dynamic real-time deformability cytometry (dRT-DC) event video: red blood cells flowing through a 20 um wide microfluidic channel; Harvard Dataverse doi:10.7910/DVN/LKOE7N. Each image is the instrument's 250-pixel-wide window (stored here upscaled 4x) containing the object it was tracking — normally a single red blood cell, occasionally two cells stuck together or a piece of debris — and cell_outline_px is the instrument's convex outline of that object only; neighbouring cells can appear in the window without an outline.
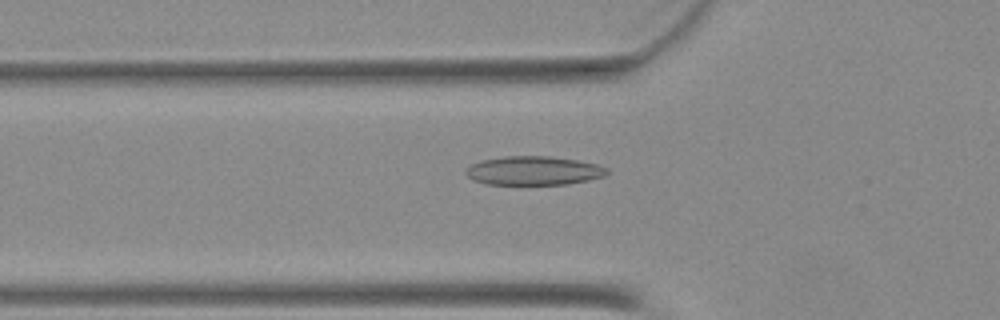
{"species": "Egyptian fruit bat (a non-hibernating species)", "species_latin": "Rousettus aegyptiacus", "temperature_condition": "warm", "stored_images_in_passage": 26, "camera_frame_rate_fps": 3000, "um_per_image_px": 0.085, "animal": {"sex": "female"}, "frame": {"image": 1, "passage_image": 3, "time_ms": 0.667, "image_size_px": [1000, 320], "cell_outline_px": [[608, 172], [604, 176], [588, 180], [568, 184], [484, 184], [472, 180], [464, 172], [472, 164], [480, 160], [504, 156], [548, 156], [576, 160], [600, 164], [608, 168]], "centroid_in_image_um": [45.36, 14.5], "position_along_channel_um": 80.4, "area_um2": 23.81}}
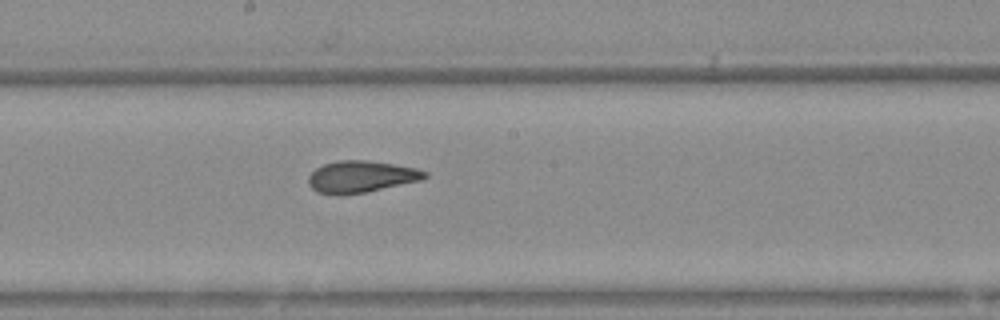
{"frame": {"image": 2, "passage_image": 13, "time_ms": 4.0, "image_size_px": [1000, 320], "cell_outline_px": [[428, 176], [420, 180], [364, 192], [316, 192], [308, 184], [308, 176], [316, 168], [324, 164], [340, 160], [368, 160], [416, 168], [428, 172]], "centroid_in_image_um": [30.71, 14.97], "position_along_channel_um": 217.5, "area_um2": 20.75}}
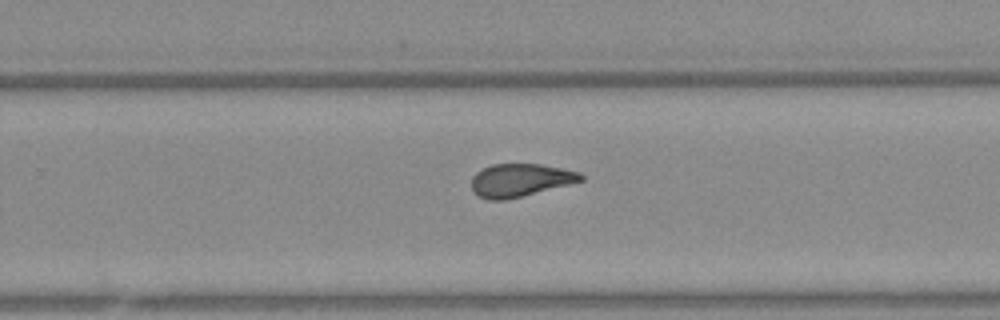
{"frame": {"image": 3, "passage_image": 18, "time_ms": 5.667, "image_size_px": [1000, 320], "cell_outline_px": [[584, 180], [504, 200], [488, 200], [480, 196], [472, 188], [472, 176], [476, 172], [492, 164], [540, 164], [580, 172], [584, 176]], "centroid_in_image_um": [44.21, 15.3], "position_along_channel_um": 285.6, "area_um2": 20.58}}